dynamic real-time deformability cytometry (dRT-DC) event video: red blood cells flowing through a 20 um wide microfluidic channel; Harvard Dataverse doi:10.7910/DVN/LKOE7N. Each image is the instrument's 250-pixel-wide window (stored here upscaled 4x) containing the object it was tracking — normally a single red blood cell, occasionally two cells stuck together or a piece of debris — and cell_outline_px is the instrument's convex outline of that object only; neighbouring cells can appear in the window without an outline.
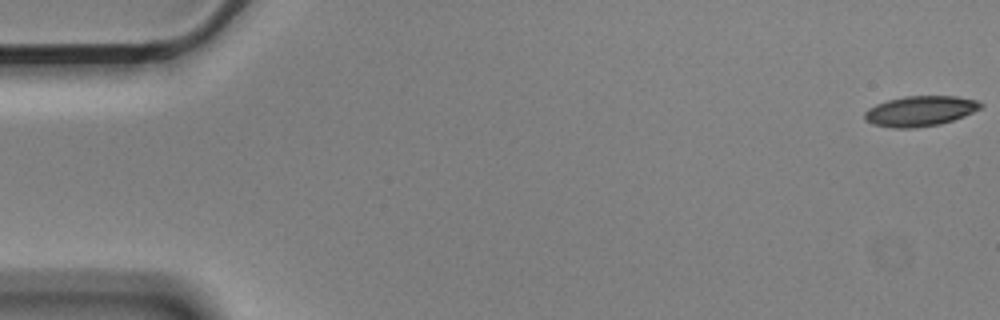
{"species": "Egyptian fruit bat (a non-hibernating species)", "species_latin": "Rousettus aegyptiacus", "temperature_condition": "cold", "stored_images_in_passage": 18, "camera_frame_rate_fps": 3000, "um_per_image_px": 0.085, "animal": {"sex": "male"}, "frame": {"image": 1, "passage_image": 1, "time_ms": 0.0, "image_size_px": [1000, 320], "cell_outline_px": [[984, 104], [980, 108], [964, 116], [940, 124], [916, 128], [892, 128], [872, 124], [864, 120], [864, 112], [868, 108], [876, 104], [888, 100], [904, 96], [956, 96], [976, 100]], "centroid_in_image_um": [78.17, 9.44], "position_along_channel_um": 6.8, "area_um2": 20.52}}
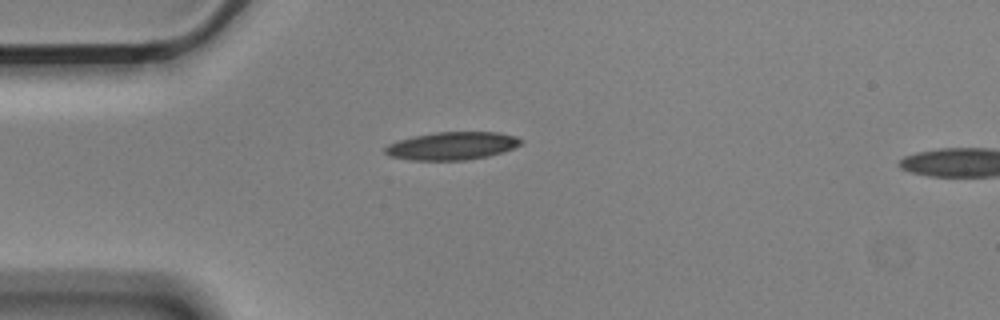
{"frame": {"image": 2, "passage_image": 15, "time_ms": 4.667, "image_size_px": [1000, 320], "cell_outline_px": [[524, 140], [520, 144], [512, 148], [488, 156], [464, 160], [408, 160], [388, 156], [384, 152], [384, 148], [388, 144], [412, 136], [436, 132], [496, 132], [516, 136]], "centroid_in_image_um": [38.38, 12.4], "position_along_channel_um": 46.6, "area_um2": 22.02}}